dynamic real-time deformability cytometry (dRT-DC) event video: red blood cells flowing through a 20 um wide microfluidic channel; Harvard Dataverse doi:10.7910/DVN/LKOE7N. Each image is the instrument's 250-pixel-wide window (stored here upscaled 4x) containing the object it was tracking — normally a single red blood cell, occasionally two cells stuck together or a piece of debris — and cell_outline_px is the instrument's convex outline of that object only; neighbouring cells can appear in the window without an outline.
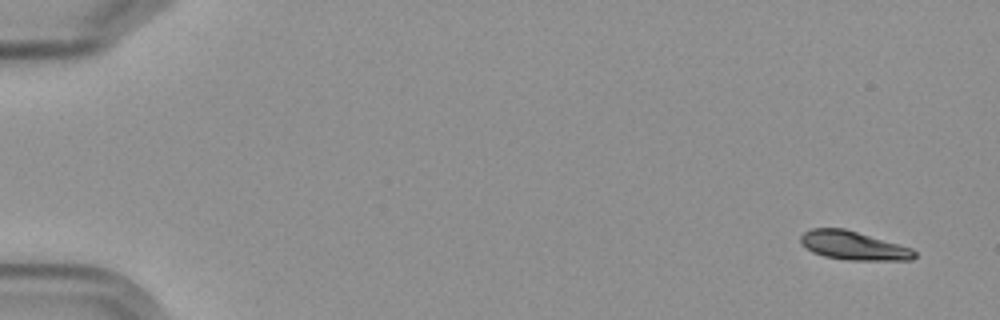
{"species": "Egyptian fruit bat (a non-hibernating species)", "species_latin": "Rousettus aegyptiacus", "temperature_condition": "cold", "stored_images_in_passage": 6, "camera_frame_rate_fps": 3000, "um_per_image_px": 0.085, "frame": {"image": 1, "passage_image": 1, "time_ms": 0.0, "image_size_px": [1000, 320], "cell_outline_px": [[916, 256], [912, 260], [848, 260], [824, 256], [812, 252], [800, 240], [800, 236], [804, 232], [812, 228], [844, 228], [912, 248], [916, 252]], "centroid_in_image_um": [72.56, 20.87], "position_along_channel_um": 12.4, "area_um2": 18.84}}